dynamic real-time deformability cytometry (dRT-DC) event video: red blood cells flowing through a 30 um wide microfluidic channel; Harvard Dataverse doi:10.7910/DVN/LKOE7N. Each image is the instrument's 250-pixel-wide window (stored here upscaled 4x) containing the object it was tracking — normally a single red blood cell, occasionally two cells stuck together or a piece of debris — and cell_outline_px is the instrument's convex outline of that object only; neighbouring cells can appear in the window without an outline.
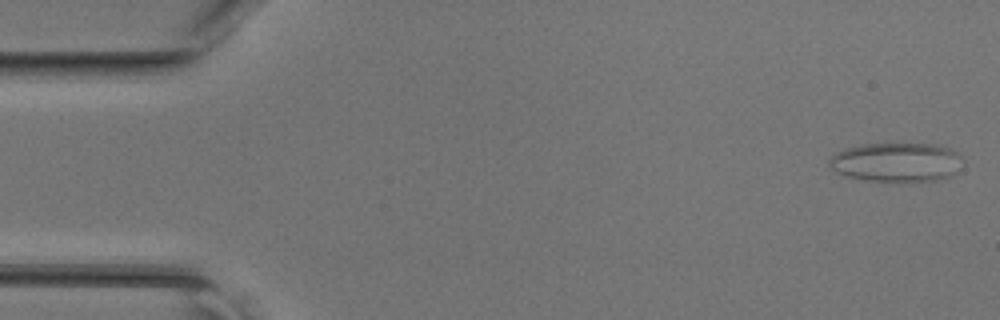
{"species": "common noctule bat (a hibernating species)", "species_latin": "Nyctalus noctula", "temperature_condition": "room temperature", "stored_images_in_passage": 44, "camera_frame_rate_fps": 3000, "um_per_image_px": 0.085, "animal": {"sex": "female", "body_mass_g": 17.0, "forearm_length_mm": 48.0}, "frame": {"image": 1, "passage_image": 1, "time_ms": 0.0, "image_size_px": [1000, 320], "cell_outline_px": [[964, 160], [956, 172], [952, 176], [936, 180], [864, 180], [848, 176], [836, 172], [828, 164], [828, 160], [836, 152], [848, 148], [864, 144], [936, 144], [952, 148]], "centroid_in_image_um": [76.23, 13.77], "position_along_channel_um": 8.8, "area_um2": 30.17}}
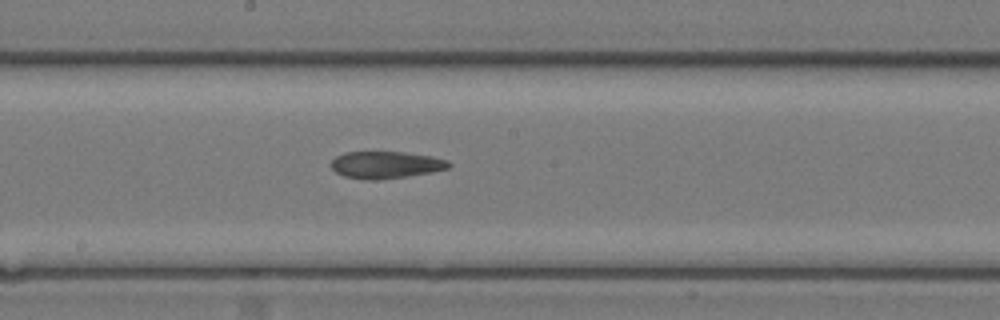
{"frame": {"image": 2, "passage_image": 24, "time_ms": 7.667, "image_size_px": [1000, 320], "cell_outline_px": [[452, 164], [448, 168], [432, 172], [408, 176], [376, 180], [368, 180], [344, 176], [336, 172], [328, 164], [336, 156], [344, 152], [404, 152], [432, 156], [448, 160]], "centroid_in_image_um": [32.78, 14.01], "position_along_channel_um": 215.4, "area_um2": 18.67}}
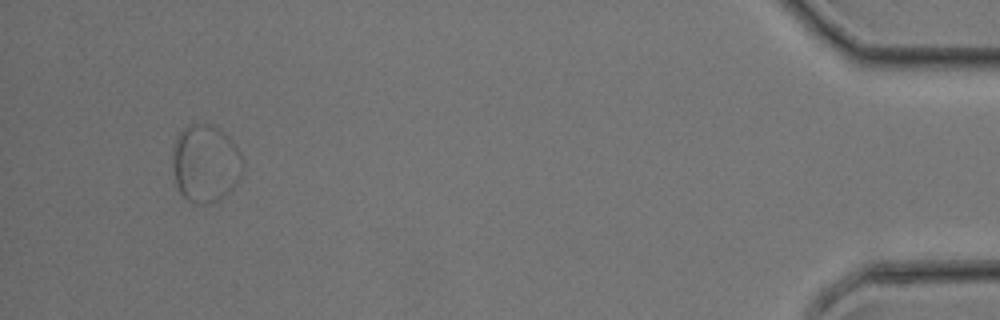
{"frame": {"image": 3, "passage_image": 43, "time_ms": 14.0, "image_size_px": [1000, 320], "cell_outline_px": [[244, 172], [232, 188], [220, 200], [208, 204], [200, 204], [188, 200], [180, 192], [176, 184], [172, 164], [172, 156], [176, 140], [180, 132], [188, 124], [208, 124], [220, 128], [228, 136], [240, 152], [244, 164]], "centroid_in_image_um": [17.49, 13.9], "position_along_channel_um": 417.7, "area_um2": 31.91}}